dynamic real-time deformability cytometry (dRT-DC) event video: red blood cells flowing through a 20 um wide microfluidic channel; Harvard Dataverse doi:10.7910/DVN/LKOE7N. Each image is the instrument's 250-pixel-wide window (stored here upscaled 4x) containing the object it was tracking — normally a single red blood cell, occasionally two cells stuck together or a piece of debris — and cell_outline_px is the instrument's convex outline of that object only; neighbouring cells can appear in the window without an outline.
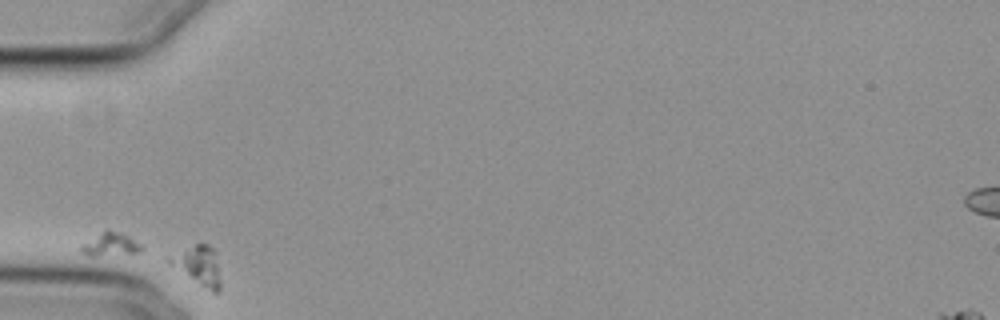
{"species": "common noctule bat (a hibernating species)", "species_latin": "Nyctalus noctula", "temperature_condition": "cold", "stored_images_in_passage": 34, "camera_frame_rate_fps": 3000, "um_per_image_px": 0.085, "animal": {"sex": "female", "body_mass_g": 29.2, "forearm_length_mm": 56.3}, "frame": {"image": 1, "passage_image": 1, "time_ms": 0.0, "image_size_px": [1000, 320], "cell_outline_px": [[220, 292], [212, 292], [168, 264], [164, 260], [196, 244], [208, 244], [212, 248], [220, 280]], "centroid_in_image_um": [16.83, 22.6], "position_along_channel_um": 68.2, "area_um2": 11.04}}